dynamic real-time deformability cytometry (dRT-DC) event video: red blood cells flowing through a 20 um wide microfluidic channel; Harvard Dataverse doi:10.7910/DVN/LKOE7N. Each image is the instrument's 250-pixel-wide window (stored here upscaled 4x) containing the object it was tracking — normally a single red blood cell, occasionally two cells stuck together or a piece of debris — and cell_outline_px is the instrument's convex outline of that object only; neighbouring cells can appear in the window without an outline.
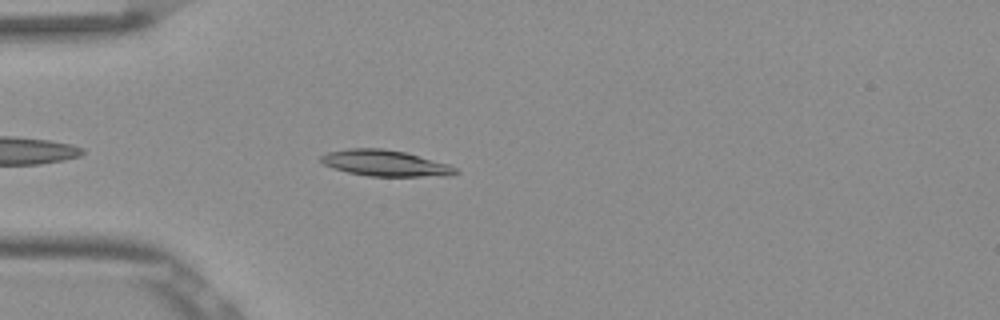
{"species": "Egyptian fruit bat (a non-hibernating species)", "species_latin": "Rousettus aegyptiacus", "temperature_condition": "room temperature", "stored_images_in_passage": 42, "camera_frame_rate_fps": 3000, "um_per_image_px": 0.085, "frame": {"image": 1, "passage_image": 4, "time_ms": 1.0, "image_size_px": [1000, 320], "cell_outline_px": [[460, 172], [448, 176], [368, 176], [348, 172], [332, 168], [324, 164], [320, 160], [320, 156], [328, 152], [348, 148], [380, 148], [404, 152], [448, 164], [456, 168]], "centroid_in_image_um": [32.72, 13.87], "position_along_channel_um": 52.3, "area_um2": 20.35}}
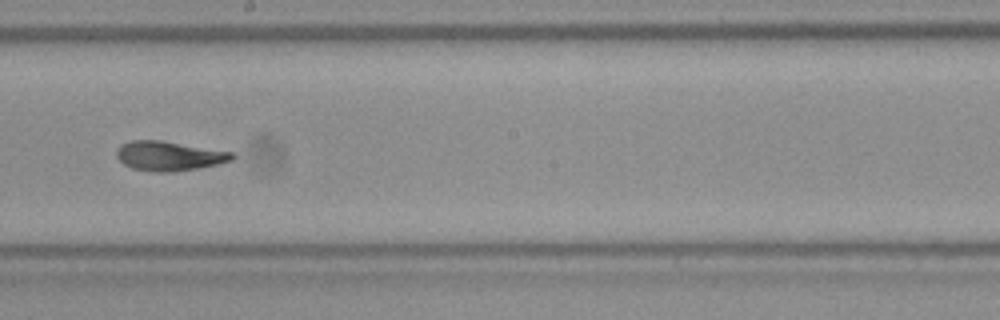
{"frame": {"image": 2, "passage_image": 19, "time_ms": 6.0, "image_size_px": [1000, 320], "cell_outline_px": [[236, 156], [232, 160], [216, 164], [196, 168], [172, 172], [152, 172], [132, 168], [124, 164], [116, 156], [116, 152], [120, 144], [128, 140], [160, 140], [232, 152]], "centroid_in_image_um": [14.32, 13.25], "position_along_channel_um": 233.9, "area_um2": 19.77}}
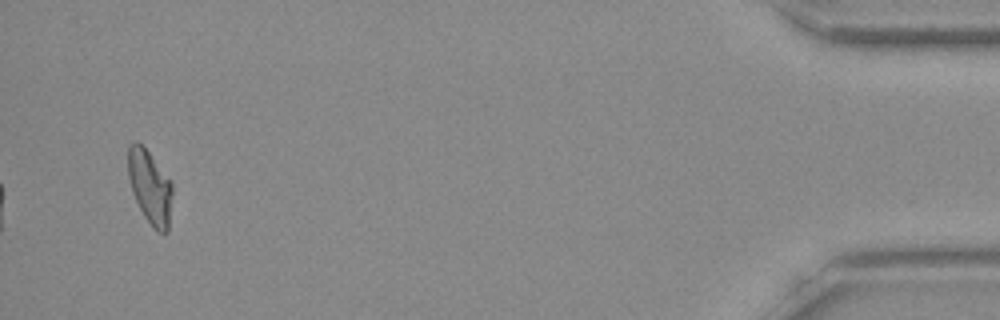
{"frame": {"image": 3, "passage_image": 40, "time_ms": 13.0, "image_size_px": [1000, 320], "cell_outline_px": [[172, 192], [168, 232], [164, 236], [156, 232], [152, 228], [144, 216], [132, 192], [128, 176], [128, 144], [132, 140], [136, 140], [148, 152], [172, 180]], "centroid_in_image_um": [12.75, 15.92], "position_along_channel_um": 422.4, "area_um2": 19.31}, "authors_computed_cell_mechanics": {"area_um2": 19.5075, "velocity_mm_per_s": 3.8306, "shape_relaxation_time_tau1_ms": 5.5319, "shape_relaxation_time_tau2_ms": 2.6525, "deformation_change_tau1": 0.1981, "deformation_change_tau2": 0.0952}}